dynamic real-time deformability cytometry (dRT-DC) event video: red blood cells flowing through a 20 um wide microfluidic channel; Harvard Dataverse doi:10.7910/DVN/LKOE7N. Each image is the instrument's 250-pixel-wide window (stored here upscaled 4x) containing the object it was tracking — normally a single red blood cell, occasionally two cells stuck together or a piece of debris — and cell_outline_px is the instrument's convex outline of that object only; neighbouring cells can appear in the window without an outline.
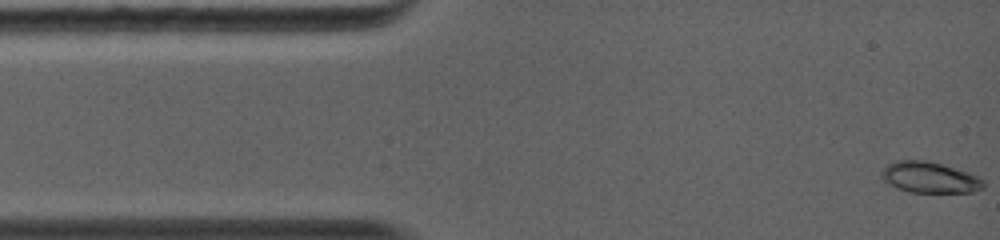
{"species": "common noctule bat (a hibernating species)", "species_latin": "Nyctalus noctula", "temperature_condition": "warm", "stored_images_in_passage": 27, "camera_frame_rate_fps": 5000, "um_per_image_px": 0.085, "animal": {"sex": "female", "body_mass_g": 19.0, "forearm_length_mm": 56.7}, "frame": {"image": 1, "passage_image": 1, "time_ms": 0.0, "image_size_px": [1000, 240], "cell_outline_px": [[984, 188], [972, 192], [912, 192], [900, 188], [884, 180], [880, 176], [880, 172], [888, 164], [900, 160], [924, 160], [940, 164], [976, 176], [984, 180]], "centroid_in_image_um": [79.01, 15.08], "position_along_channel_um": 6.0, "area_um2": 17.86}}
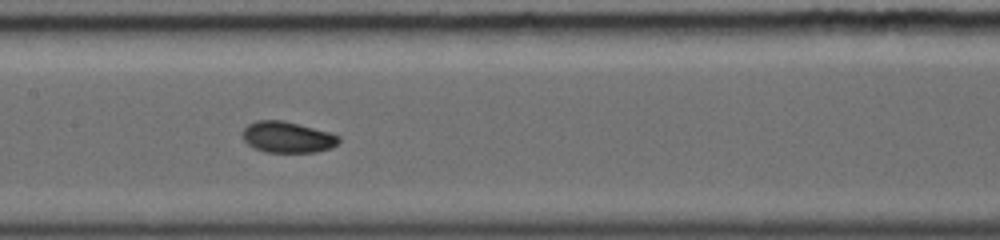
{"frame": {"image": 2, "passage_image": 15, "time_ms": 5.8, "image_size_px": [1000, 240], "cell_outline_px": [[340, 140], [336, 144], [328, 148], [316, 152], [268, 152], [256, 148], [248, 144], [244, 140], [244, 128], [248, 124], [256, 120], [284, 120], [328, 132], [340, 136]], "centroid_in_image_um": [24.43, 11.65], "position_along_channel_um": 183.0, "area_um2": 17.17}}
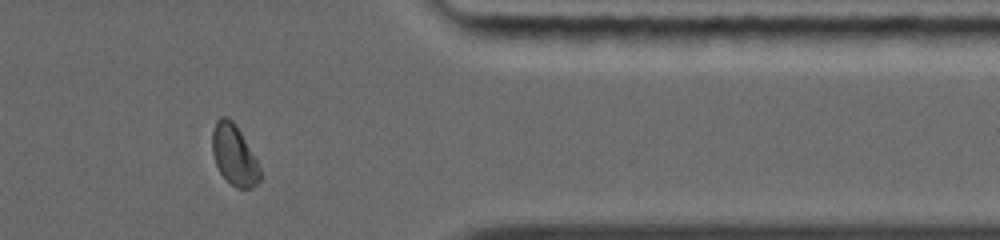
{"frame": {"image": 3, "passage_image": 26, "time_ms": 10.8, "image_size_px": [1000, 240], "cell_outline_px": [[260, 180], [252, 188], [236, 188], [220, 172], [216, 164], [212, 152], [212, 132], [216, 120], [220, 116], [228, 116], [236, 124], [256, 160], [260, 168]], "centroid_in_image_um": [19.89, 13.15], "position_along_channel_um": 391.5, "area_um2": 16.65}, "authors_computed_cell_mechanics": {"area_um2": 17.3978, "velocity_mm_per_s": 4.4177, "shape_relaxation_time_tau1_ms": 3.8134, "shape_relaxation_time_tau2_ms": null, "deformation_change_tau1": 0.13, "deformation_change_tau2": null}}